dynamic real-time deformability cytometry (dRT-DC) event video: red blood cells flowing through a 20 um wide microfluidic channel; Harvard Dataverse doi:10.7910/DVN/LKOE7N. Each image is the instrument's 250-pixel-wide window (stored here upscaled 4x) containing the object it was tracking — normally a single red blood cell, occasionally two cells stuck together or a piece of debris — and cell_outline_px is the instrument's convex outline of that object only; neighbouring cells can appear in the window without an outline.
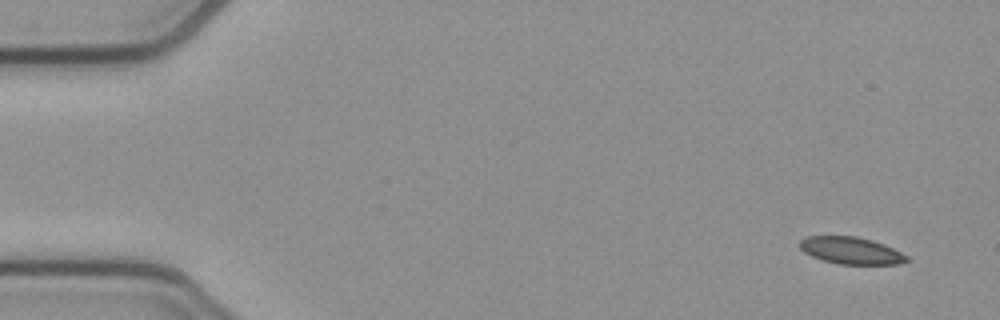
{"species": "common noctule bat (a hibernating species)", "species_latin": "Nyctalus noctula", "temperature_condition": "cold", "stored_images_in_passage": 50, "camera_frame_rate_fps": 3000, "um_per_image_px": 0.085, "animal": {"sex": "female", "body_mass_g": 21.9}, "frame": {"image": 1, "passage_image": 1, "time_ms": 0.0, "image_size_px": [1000, 320], "cell_outline_px": [[908, 260], [896, 264], [836, 264], [812, 256], [804, 252], [800, 248], [800, 240], [804, 236], [856, 236], [872, 240], [884, 244], [908, 256]], "centroid_in_image_um": [72.31, 21.29], "position_along_channel_um": 12.7, "area_um2": 16.76}}
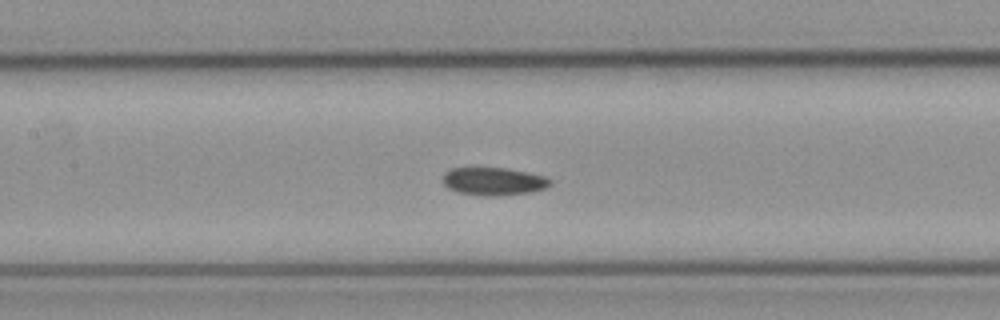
{"frame": {"image": 2, "passage_image": 22, "time_ms": 7.0, "image_size_px": [1000, 320], "cell_outline_px": [[552, 184], [544, 188], [528, 192], [496, 196], [488, 196], [456, 192], [448, 188], [444, 184], [444, 172], [452, 168], [508, 168], [528, 172], [544, 176], [552, 180]], "centroid_in_image_um": [41.96, 15.41], "position_along_channel_um": 165.4, "area_um2": 17.34}}
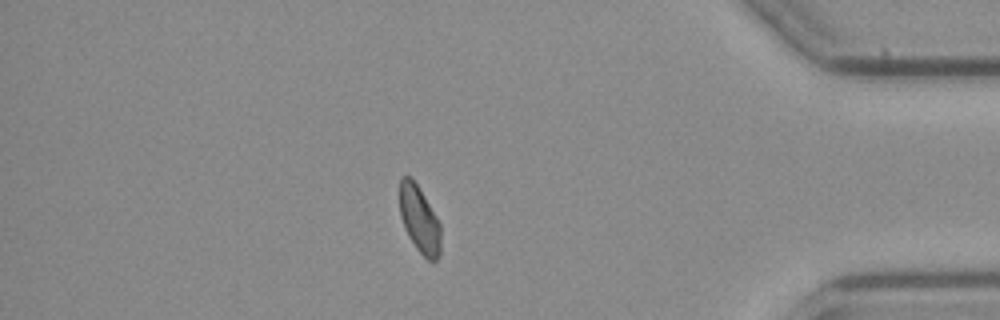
{"frame": {"image": 3, "passage_image": 43, "time_ms": 14.0, "image_size_px": [1000, 320], "cell_outline_px": [[440, 252], [436, 260], [428, 260], [416, 248], [408, 236], [400, 216], [400, 176], [408, 176], [416, 184], [424, 196], [436, 216], [440, 224]], "centroid_in_image_um": [35.64, 18.66], "position_along_channel_um": 399.6, "area_um2": 15.72}}